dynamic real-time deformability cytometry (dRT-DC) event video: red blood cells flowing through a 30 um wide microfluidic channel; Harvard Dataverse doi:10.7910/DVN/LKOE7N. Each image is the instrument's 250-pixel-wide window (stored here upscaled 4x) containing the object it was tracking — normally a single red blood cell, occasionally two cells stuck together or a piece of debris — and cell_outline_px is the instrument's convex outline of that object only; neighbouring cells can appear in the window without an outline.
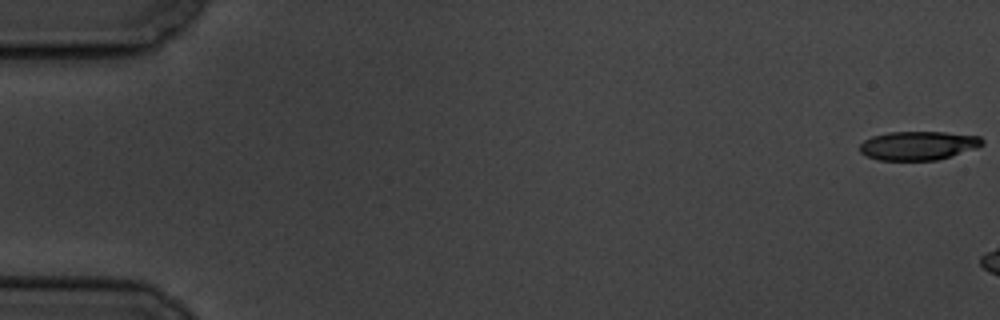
{"species": "common noctule bat (a hibernating species)", "species_latin": "Nyctalus noctula", "temperature_condition": "cold", "stored_images_in_passage": 7, "camera_frame_rate_fps": 3000, "um_per_image_px": 0.085, "animal": {"sex": "male", "body_mass_g": 19.5, "forearm_length_mm": 54.6}, "frame": {"image": 1, "passage_image": 1, "time_ms": 0.0, "image_size_px": [1000, 320], "cell_outline_px": [[984, 144], [976, 148], [936, 160], [876, 160], [860, 152], [860, 144], [864, 140], [872, 136], [888, 132], [944, 132], [980, 136], [984, 140]], "centroid_in_image_um": [78.04, 12.37], "position_along_channel_um": 7.0, "area_um2": 20.52}}
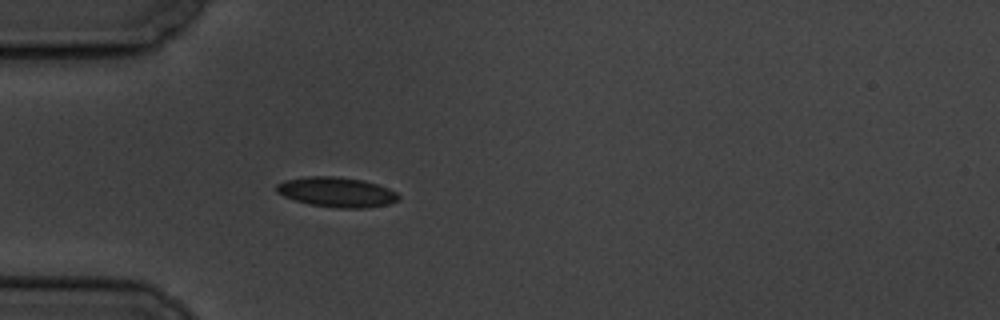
{"frame": {"image": 2, "passage_image": 7, "time_ms": 7.667, "image_size_px": [1000, 320], "cell_outline_px": [[400, 196], [396, 200], [388, 204], [368, 208], [336, 208], [312, 204], [296, 200], [284, 196], [276, 192], [276, 184], [284, 180], [308, 176], [336, 176], [364, 180], [388, 188], [396, 192]], "centroid_in_image_um": [28.61, 16.32], "position_along_channel_um": 56.4, "area_um2": 21.21}}